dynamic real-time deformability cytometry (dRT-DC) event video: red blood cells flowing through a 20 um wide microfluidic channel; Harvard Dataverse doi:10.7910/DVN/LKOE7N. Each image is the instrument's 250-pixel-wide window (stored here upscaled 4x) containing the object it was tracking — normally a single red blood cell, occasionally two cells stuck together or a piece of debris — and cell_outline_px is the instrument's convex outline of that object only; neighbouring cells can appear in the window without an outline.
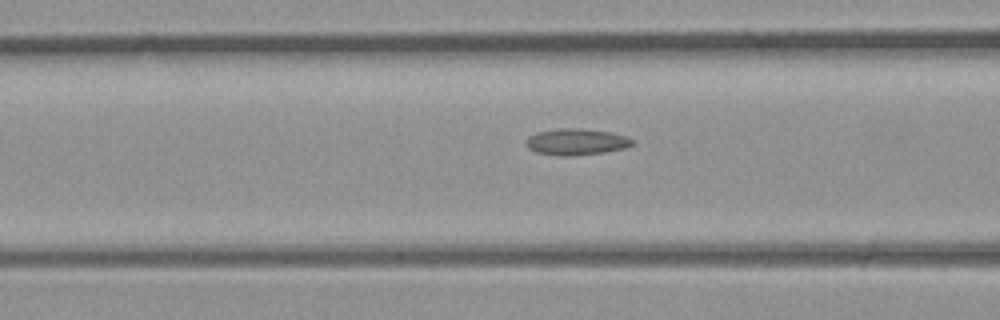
{"species": "common noctule bat (a hibernating species)", "species_latin": "Nyctalus noctula", "temperature_condition": "room temperature", "stored_images_in_passage": 4, "camera_frame_rate_fps": 3000, "um_per_image_px": 0.085, "animal": {"sex": "male", "body_mass_g": 23.1, "forearm_length_mm": 52.7}, "frame": {"image": 1, "passage_image": 4, "time_ms": 1.0, "image_size_px": [1000, 320], "cell_outline_px": [[632, 144], [624, 148], [604, 152], [572, 156], [560, 156], [536, 152], [528, 148], [524, 144], [524, 140], [528, 136], [536, 132], [560, 128], [580, 128], [608, 132], [628, 136], [632, 140]], "centroid_in_image_um": [48.92, 12.05], "position_along_channel_um": 117.7, "area_um2": 16.42}}